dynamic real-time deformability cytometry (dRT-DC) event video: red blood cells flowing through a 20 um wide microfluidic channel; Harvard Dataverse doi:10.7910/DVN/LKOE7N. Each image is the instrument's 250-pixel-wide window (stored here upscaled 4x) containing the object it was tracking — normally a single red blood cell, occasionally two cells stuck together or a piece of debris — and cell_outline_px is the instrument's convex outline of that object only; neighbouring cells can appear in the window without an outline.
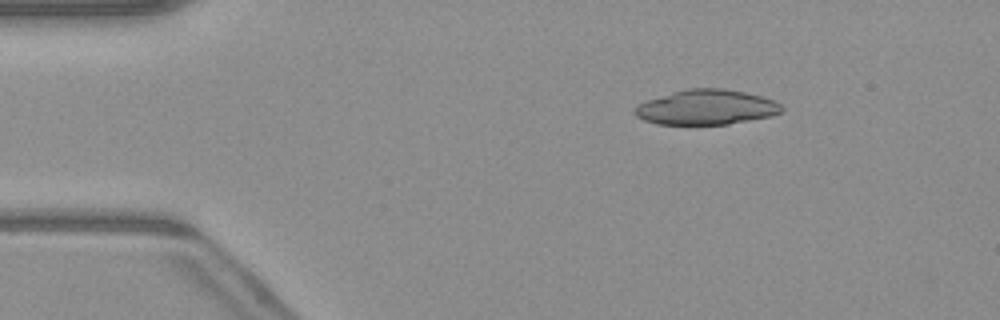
{"species": "common noctule bat (a hibernating species)", "species_latin": "Nyctalus noctula", "temperature_condition": "warm", "stored_images_in_passage": 50, "camera_frame_rate_fps": 3000, "um_per_image_px": 0.085, "animal": {"sex": "male", "body_mass_g": 23.1, "forearm_length_mm": 52.7}, "frame": {"image": 1, "passage_image": 8, "time_ms": 2.333, "image_size_px": [1000, 320], "cell_outline_px": [[784, 108], [780, 112], [772, 116], [728, 124], [656, 124], [644, 120], [636, 116], [632, 112], [640, 104], [648, 100], [688, 88], [724, 88], [764, 96], [780, 104]], "centroid_in_image_um": [60.07, 9.12], "position_along_channel_um": 24.9, "area_um2": 29.71}}